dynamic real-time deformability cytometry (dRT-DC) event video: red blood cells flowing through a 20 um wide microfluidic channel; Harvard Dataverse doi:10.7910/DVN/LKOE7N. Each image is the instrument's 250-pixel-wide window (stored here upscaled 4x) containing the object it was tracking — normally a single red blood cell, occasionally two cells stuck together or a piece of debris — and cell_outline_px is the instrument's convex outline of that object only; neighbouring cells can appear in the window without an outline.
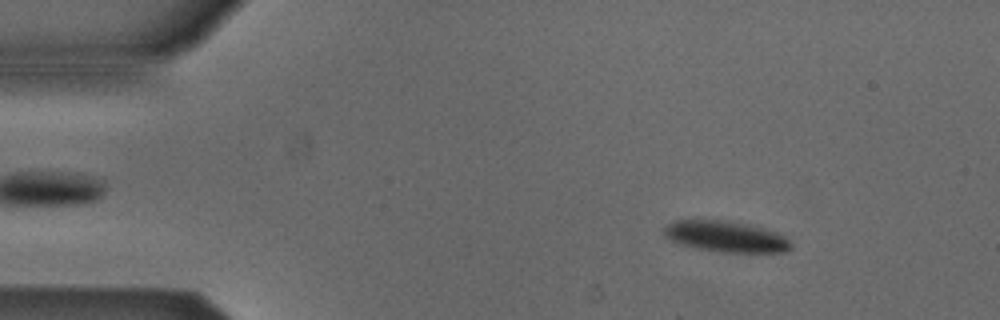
{"species": "Egyptian fruit bat (a non-hibernating species)", "species_latin": "Rousettus aegyptiacus", "temperature_condition": "cold", "stored_images_in_passage": 53, "camera_frame_rate_fps": 3000, "um_per_image_px": 0.085, "animal": {"sex": "male"}, "frame": {"image": 1, "passage_image": 7, "time_ms": 2.0, "image_size_px": [1000, 320], "cell_outline_px": [[792, 248], [788, 252], [724, 252], [696, 248], [676, 244], [664, 236], [664, 228], [668, 224], [676, 220], [728, 220], [756, 224], [776, 232], [784, 236], [792, 244]], "centroid_in_image_um": [61.72, 20.09], "position_along_channel_um": 23.3, "area_um2": 23.41}}
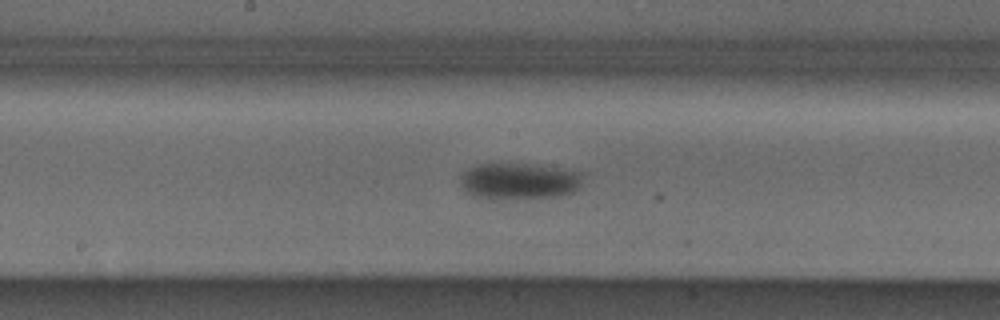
{"frame": {"image": 2, "passage_image": 27, "time_ms": 8.667, "image_size_px": [1000, 320], "cell_outline_px": [[580, 188], [572, 192], [556, 196], [492, 200], [472, 196], [460, 184], [460, 176], [464, 172], [480, 164], [528, 164], [556, 168], [580, 172]], "centroid_in_image_um": [44.07, 15.42], "position_along_channel_um": 204.1, "area_um2": 25.66}}
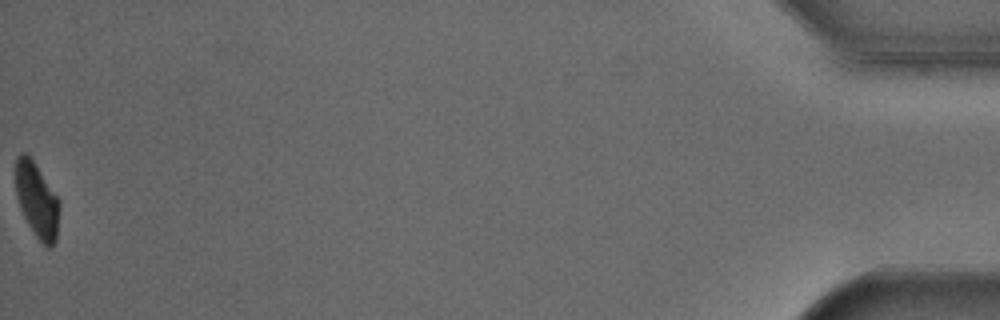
{"frame": {"image": 3, "passage_image": 53, "time_ms": 17.333, "image_size_px": [1000, 320], "cell_outline_px": [[60, 208], [56, 240], [52, 248], [48, 248], [36, 236], [28, 224], [20, 208], [16, 196], [16, 156], [20, 152], [24, 152], [32, 160], [60, 200]], "centroid_in_image_um": [3.15, 17.04], "position_along_channel_um": 432.1, "area_um2": 19.02}, "authors_computed_cell_mechanics": {"area_um2": 23.4668, "velocity_mm_per_s": 3.8475, "shape_relaxation_time_tau1_ms": 2.6535, "shape_relaxation_time_tau2_ms": null, "deformation_change_tau1": 0.1048, "deformation_change_tau2": null}}